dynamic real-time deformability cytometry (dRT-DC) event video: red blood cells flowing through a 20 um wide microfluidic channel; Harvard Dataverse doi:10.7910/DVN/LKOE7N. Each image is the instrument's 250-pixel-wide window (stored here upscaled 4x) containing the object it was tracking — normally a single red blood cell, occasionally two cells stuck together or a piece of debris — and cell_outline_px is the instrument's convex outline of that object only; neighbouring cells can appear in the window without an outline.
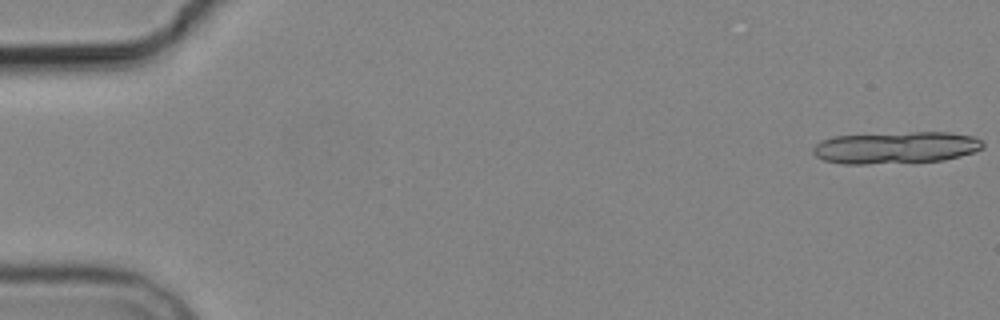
{"species": "common noctule bat (a hibernating species)", "species_latin": "Nyctalus noctula", "temperature_condition": "cold", "stored_images_in_passage": 6, "camera_frame_rate_fps": 3000, "um_per_image_px": 0.085, "animal": {"sex": "male", "body_mass_g": 19.2, "forearm_length_mm": 51.8}, "frame": {"image": 1, "passage_image": 1, "time_ms": 0.0, "image_size_px": [1000, 320], "cell_outline_px": [[984, 148], [960, 156], [944, 160], [868, 164], [840, 164], [824, 160], [816, 156], [812, 152], [812, 148], [820, 140], [836, 136], [912, 132], [948, 132], [976, 136], [984, 144]], "centroid_in_image_um": [76.14, 12.54], "position_along_channel_um": 8.9, "area_um2": 31.67}}
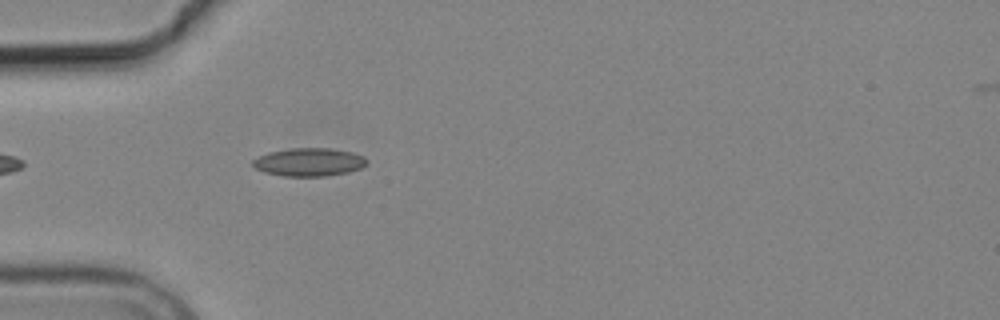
{"frame": {"image": 2, "passage_image": 6, "time_ms": 5.667, "image_size_px": [1000, 320], "cell_outline_px": [[368, 160], [360, 168], [348, 172], [324, 176], [284, 176], [264, 172], [256, 168], [252, 164], [252, 160], [268, 152], [292, 148], [332, 148], [352, 152], [364, 156]], "centroid_in_image_um": [26.26, 13.77], "position_along_channel_um": 58.7, "area_um2": 18.61}}